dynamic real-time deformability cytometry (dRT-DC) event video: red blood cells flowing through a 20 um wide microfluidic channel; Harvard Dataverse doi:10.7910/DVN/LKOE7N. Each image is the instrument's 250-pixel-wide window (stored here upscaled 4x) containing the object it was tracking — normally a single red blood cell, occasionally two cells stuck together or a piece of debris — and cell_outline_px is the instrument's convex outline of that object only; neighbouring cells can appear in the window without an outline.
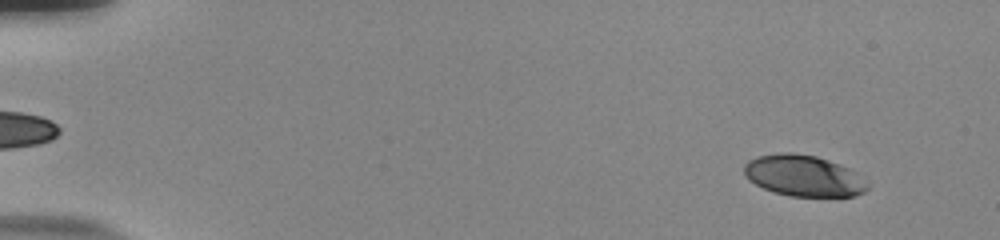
{"species": "human", "species_latin": "Homo sapiens", "temperature_condition": "room temperature", "stored_images_in_passage": 56, "camera_frame_rate_fps": 3000, "um_per_image_px": 0.085, "donor": {"sex": "male"}, "frame": {"image": 1, "passage_image": 6, "time_ms": 1.667, "image_size_px": [1000, 240], "cell_outline_px": [[868, 188], [864, 192], [856, 196], [788, 196], [764, 188], [748, 180], [744, 176], [744, 164], [748, 160], [756, 156], [780, 152], [792, 152], [816, 156], [840, 164], [856, 172], [868, 184]], "centroid_in_image_um": [68.28, 14.93], "position_along_channel_um": 16.7, "area_um2": 29.71}}
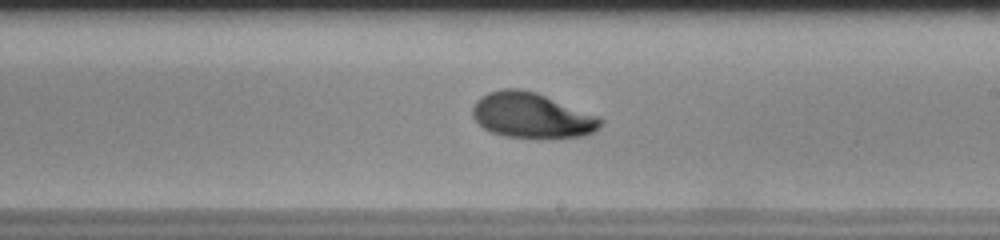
{"frame": {"image": 2, "passage_image": 35, "time_ms": 11.333, "image_size_px": [1000, 240], "cell_outline_px": [[604, 120], [600, 128], [588, 136], [540, 140], [504, 136], [492, 132], [484, 128], [472, 116], [472, 108], [476, 100], [480, 96], [488, 92], [504, 88], [520, 88], [536, 92], [596, 116]], "centroid_in_image_um": [45.2, 9.85], "position_along_channel_um": 243.8, "area_um2": 34.33}}
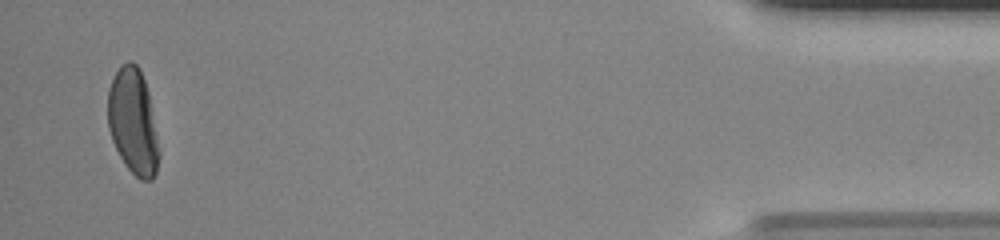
{"frame": {"image": 3, "passage_image": 55, "time_ms": 18.0, "image_size_px": [1000, 240], "cell_outline_px": [[160, 156], [156, 172], [152, 180], [140, 180], [124, 164], [112, 140], [108, 128], [108, 88], [116, 72], [128, 60], [132, 60], [140, 68], [148, 92], [160, 152]], "centroid_in_image_um": [11.31, 10.36], "position_along_channel_um": 423.9, "area_um2": 31.39}, "authors_computed_cell_mechanics": {"area_um2": 32.1946, "velocity_mm_per_s": 3.7718, "shape_relaxation_time_tau1_ms": 9.8517, "shape_relaxation_time_tau2_ms": 2.7477, "deformation_change_tau1": 0.3056, "deformation_change_tau2": 0.0608}}